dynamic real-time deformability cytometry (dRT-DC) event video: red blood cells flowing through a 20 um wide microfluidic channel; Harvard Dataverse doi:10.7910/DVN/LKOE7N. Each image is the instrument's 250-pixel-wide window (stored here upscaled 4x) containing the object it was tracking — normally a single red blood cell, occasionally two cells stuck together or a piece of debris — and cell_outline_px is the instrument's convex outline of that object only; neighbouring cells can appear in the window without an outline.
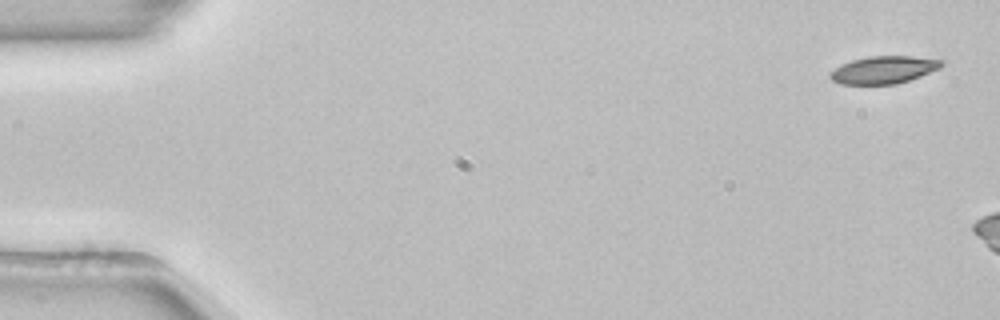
{"species": "common noctule bat (a hibernating species)", "species_latin": "Nyctalus noctula", "temperature_condition": "room temperature", "stored_images_in_passage": 7, "camera_frame_rate_fps": 3000, "um_per_image_px": 0.085, "animal": {"sex": "female", "body_mass_g": 22.7, "forearm_length_mm": 54.2}, "frame": {"image": 1, "passage_image": 1, "time_ms": 0.0, "image_size_px": [1000, 320], "cell_outline_px": [[944, 64], [940, 68], [920, 76], [896, 84], [840, 84], [832, 80], [828, 76], [828, 72], [840, 64], [852, 60], [872, 56], [912, 56], [944, 60]], "centroid_in_image_um": [75.08, 5.93], "position_along_channel_um": 9.9, "area_um2": 17.92}}